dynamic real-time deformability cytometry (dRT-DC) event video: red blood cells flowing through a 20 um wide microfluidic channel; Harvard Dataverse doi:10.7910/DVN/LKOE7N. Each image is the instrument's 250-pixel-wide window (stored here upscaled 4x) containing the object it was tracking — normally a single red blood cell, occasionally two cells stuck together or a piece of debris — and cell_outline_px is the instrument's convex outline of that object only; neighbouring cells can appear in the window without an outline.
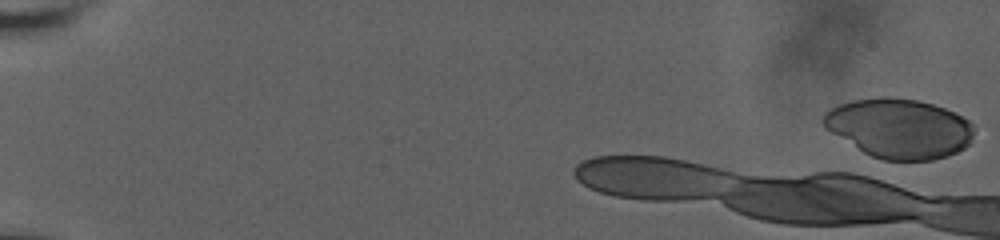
{"species": "human", "species_latin": "Homo sapiens", "temperature_condition": "room temperature", "stored_images_in_passage": 3, "camera_frame_rate_fps": 3000, "um_per_image_px": 0.085, "donor": {"sex": "male"}, "frame": {"image": 1, "passage_image": 1, "time_ms": 0.0, "image_size_px": [1000, 240], "cell_outline_px": [[972, 144], [948, 156], [932, 160], [884, 160], [872, 156], [864, 152], [824, 128], [820, 120], [824, 112], [840, 104], [852, 100], [880, 96], [888, 96], [916, 100], [932, 104], [956, 112], [968, 120], [972, 124]], "centroid_in_image_um": [76.43, 10.9], "position_along_channel_um": 8.6, "area_um2": 52.42}}